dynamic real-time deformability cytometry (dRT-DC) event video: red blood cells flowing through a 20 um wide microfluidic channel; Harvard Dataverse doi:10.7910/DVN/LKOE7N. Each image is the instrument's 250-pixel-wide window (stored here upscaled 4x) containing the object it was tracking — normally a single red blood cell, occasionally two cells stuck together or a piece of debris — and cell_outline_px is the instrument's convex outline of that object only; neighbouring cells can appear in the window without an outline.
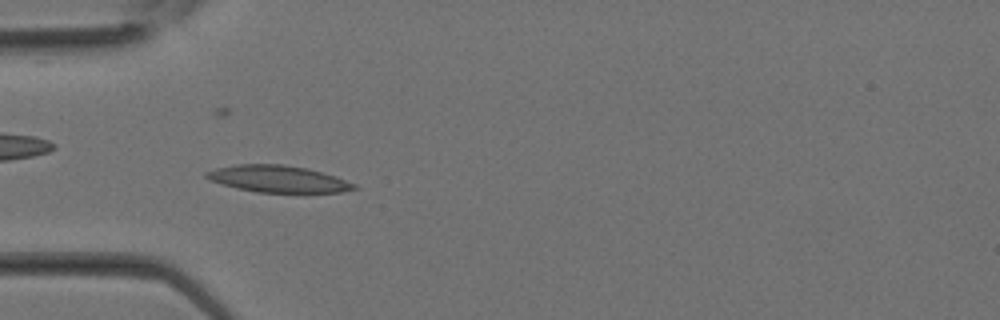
{"species": "Egyptian fruit bat (a non-hibernating species)", "species_latin": "Rousettus aegyptiacus", "temperature_condition": "room temperature", "stored_images_in_passage": 31, "camera_frame_rate_fps": 3000, "um_per_image_px": 0.085, "animal": {"sex": "female"}, "frame": {"image": 1, "passage_image": 9, "time_ms": 2.667, "image_size_px": [1000, 320], "cell_outline_px": [[360, 188], [340, 192], [256, 192], [236, 188], [208, 180], [204, 176], [204, 172], [216, 168], [236, 164], [280, 164], [308, 168], [336, 176], [356, 184]], "centroid_in_image_um": [23.62, 15.2], "position_along_channel_um": 61.4, "area_um2": 23.18}}
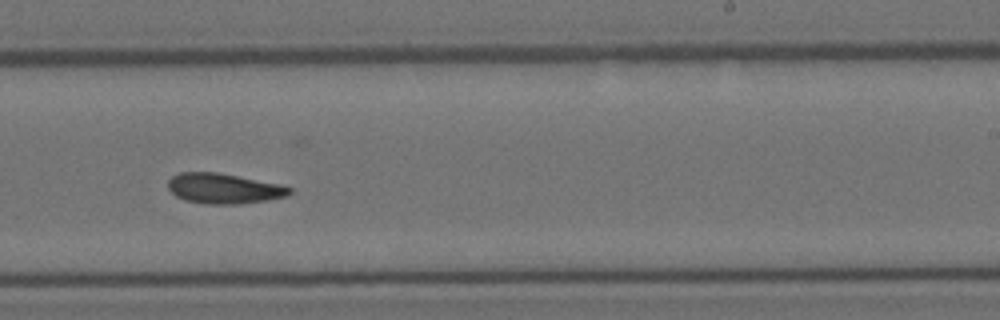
{"frame": {"image": 2, "passage_image": 19, "time_ms": 6.0, "image_size_px": [1000, 320], "cell_outline_px": [[292, 192], [288, 196], [268, 200], [240, 204], [208, 204], [184, 200], [176, 196], [168, 188], [168, 180], [172, 176], [180, 172], [216, 172], [280, 184], [292, 188]], "centroid_in_image_um": [19.03, 16.03], "position_along_channel_um": 270.0, "area_um2": 21.44}}
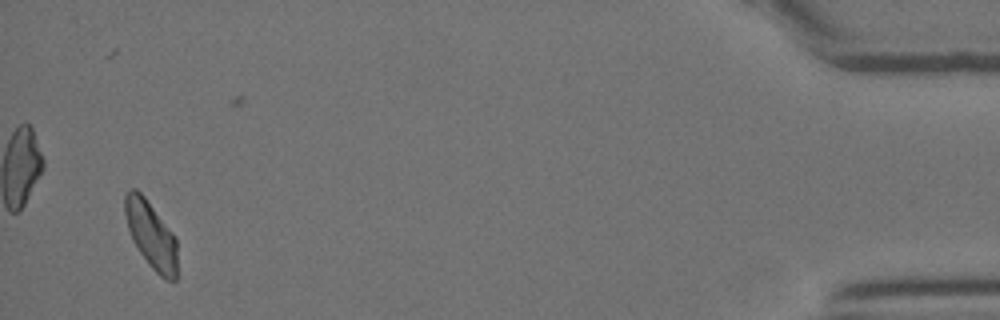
{"frame": {"image": 3, "passage_image": 30, "time_ms": 9.667, "image_size_px": [1000, 320], "cell_outline_px": [[176, 280], [164, 280], [148, 264], [132, 240], [128, 228], [124, 212], [124, 196], [132, 188], [136, 188], [144, 196], [176, 236]], "centroid_in_image_um": [12.83, 19.95], "position_along_channel_um": 422.4, "area_um2": 20.4}}